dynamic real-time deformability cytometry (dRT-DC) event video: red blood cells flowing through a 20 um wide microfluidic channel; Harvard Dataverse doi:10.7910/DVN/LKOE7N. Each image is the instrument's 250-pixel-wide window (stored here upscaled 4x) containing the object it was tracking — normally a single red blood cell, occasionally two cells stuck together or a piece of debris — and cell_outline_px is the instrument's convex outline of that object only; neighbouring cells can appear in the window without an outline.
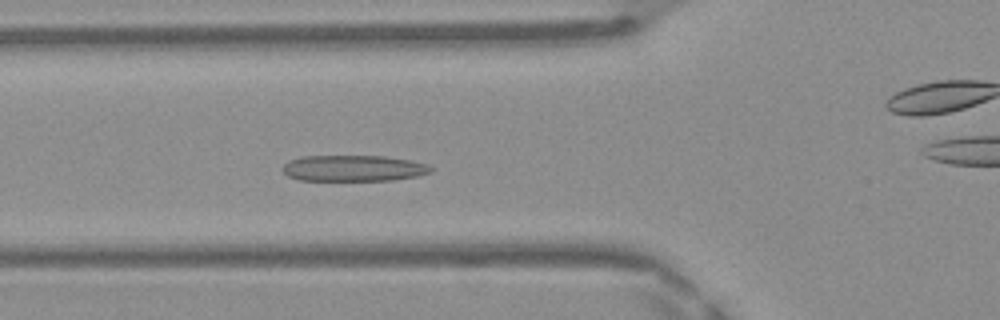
{"species": "Egyptian fruit bat (a non-hibernating species)", "species_latin": "Rousettus aegyptiacus", "temperature_condition": "warm", "stored_images_in_passage": 50, "camera_frame_rate_fps": 3000, "um_per_image_px": 0.085, "frame": {"image": 1, "passage_image": 18, "time_ms": 5.667, "image_size_px": [1000, 320], "cell_outline_px": [[432, 172], [416, 176], [392, 180], [300, 180], [288, 176], [280, 168], [288, 160], [304, 156], [384, 156], [412, 160], [428, 164], [432, 168]], "centroid_in_image_um": [30.04, 14.29], "position_along_channel_um": 95.8, "area_um2": 22.6}}
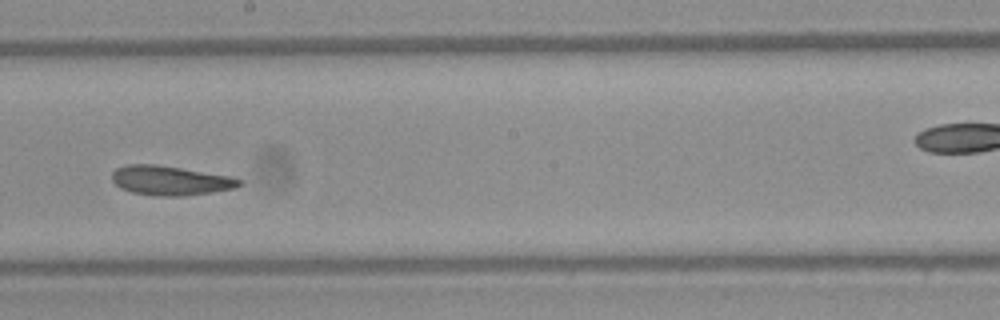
{"frame": {"image": 2, "passage_image": 28, "time_ms": 9.0, "image_size_px": [1000, 320], "cell_outline_px": [[244, 184], [236, 188], [184, 196], [156, 196], [132, 192], [120, 188], [112, 180], [112, 172], [116, 168], [128, 164], [156, 164], [232, 176], [244, 180]], "centroid_in_image_um": [14.51, 15.34], "position_along_channel_um": 233.7, "area_um2": 22.02}}
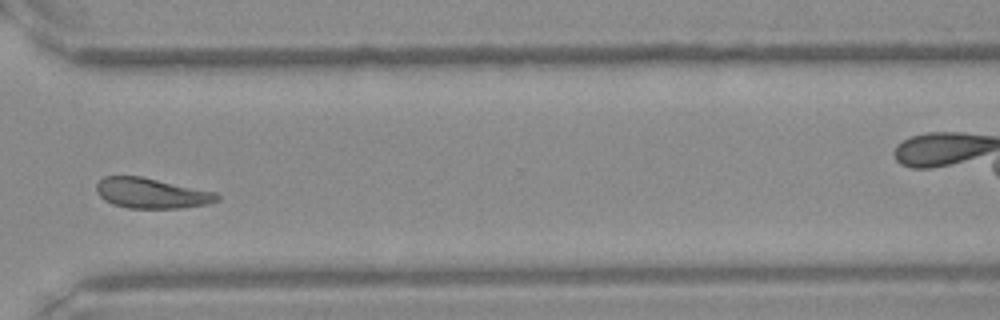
{"frame": {"image": 3, "passage_image": 37, "time_ms": 12.0, "image_size_px": [1000, 320], "cell_outline_px": [[220, 200], [208, 204], [180, 208], [128, 208], [112, 204], [104, 200], [96, 192], [96, 184], [104, 176], [140, 176], [216, 192], [220, 196]], "centroid_in_image_um": [12.87, 16.42], "position_along_channel_um": 357.7, "area_um2": 21.33}, "authors_computed_cell_mechanics": {"area_um2": 22.5131, "velocity_mm_per_s": 4.1271, "shape_relaxation_time_tau1_ms": 4.5153, "shape_relaxation_time_tau2_ms": 2.6796, "deformation_change_tau1": 0.1371, "deformation_change_tau2": 0.1013}}